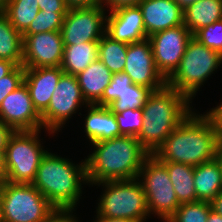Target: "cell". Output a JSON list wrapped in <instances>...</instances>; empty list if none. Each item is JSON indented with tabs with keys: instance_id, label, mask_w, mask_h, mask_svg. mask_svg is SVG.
<instances>
[{
	"instance_id": "cell-19",
	"label": "cell",
	"mask_w": 222,
	"mask_h": 222,
	"mask_svg": "<svg viewBox=\"0 0 222 222\" xmlns=\"http://www.w3.org/2000/svg\"><path fill=\"white\" fill-rule=\"evenodd\" d=\"M84 131L90 143L123 136L114 113L106 106L88 105Z\"/></svg>"
},
{
	"instance_id": "cell-49",
	"label": "cell",
	"mask_w": 222,
	"mask_h": 222,
	"mask_svg": "<svg viewBox=\"0 0 222 222\" xmlns=\"http://www.w3.org/2000/svg\"><path fill=\"white\" fill-rule=\"evenodd\" d=\"M0 222H2L1 193H0Z\"/></svg>"
},
{
	"instance_id": "cell-4",
	"label": "cell",
	"mask_w": 222,
	"mask_h": 222,
	"mask_svg": "<svg viewBox=\"0 0 222 222\" xmlns=\"http://www.w3.org/2000/svg\"><path fill=\"white\" fill-rule=\"evenodd\" d=\"M82 183H88L86 161L75 165L67 158L47 152L32 185L57 210H73L82 194Z\"/></svg>"
},
{
	"instance_id": "cell-2",
	"label": "cell",
	"mask_w": 222,
	"mask_h": 222,
	"mask_svg": "<svg viewBox=\"0 0 222 222\" xmlns=\"http://www.w3.org/2000/svg\"><path fill=\"white\" fill-rule=\"evenodd\" d=\"M92 145L96 150L85 158L90 185L138 178L144 160L150 155L134 136H120Z\"/></svg>"
},
{
	"instance_id": "cell-24",
	"label": "cell",
	"mask_w": 222,
	"mask_h": 222,
	"mask_svg": "<svg viewBox=\"0 0 222 222\" xmlns=\"http://www.w3.org/2000/svg\"><path fill=\"white\" fill-rule=\"evenodd\" d=\"M168 170L179 204L196 202L194 167L177 162H162Z\"/></svg>"
},
{
	"instance_id": "cell-18",
	"label": "cell",
	"mask_w": 222,
	"mask_h": 222,
	"mask_svg": "<svg viewBox=\"0 0 222 222\" xmlns=\"http://www.w3.org/2000/svg\"><path fill=\"white\" fill-rule=\"evenodd\" d=\"M63 73L60 67L25 68L23 82L40 115L48 108Z\"/></svg>"
},
{
	"instance_id": "cell-27",
	"label": "cell",
	"mask_w": 222,
	"mask_h": 222,
	"mask_svg": "<svg viewBox=\"0 0 222 222\" xmlns=\"http://www.w3.org/2000/svg\"><path fill=\"white\" fill-rule=\"evenodd\" d=\"M39 11L37 0H7L6 15L21 34L28 29Z\"/></svg>"
},
{
	"instance_id": "cell-47",
	"label": "cell",
	"mask_w": 222,
	"mask_h": 222,
	"mask_svg": "<svg viewBox=\"0 0 222 222\" xmlns=\"http://www.w3.org/2000/svg\"><path fill=\"white\" fill-rule=\"evenodd\" d=\"M7 0H0V15L6 14Z\"/></svg>"
},
{
	"instance_id": "cell-8",
	"label": "cell",
	"mask_w": 222,
	"mask_h": 222,
	"mask_svg": "<svg viewBox=\"0 0 222 222\" xmlns=\"http://www.w3.org/2000/svg\"><path fill=\"white\" fill-rule=\"evenodd\" d=\"M2 222H43L57 209L32 184H0Z\"/></svg>"
},
{
	"instance_id": "cell-12",
	"label": "cell",
	"mask_w": 222,
	"mask_h": 222,
	"mask_svg": "<svg viewBox=\"0 0 222 222\" xmlns=\"http://www.w3.org/2000/svg\"><path fill=\"white\" fill-rule=\"evenodd\" d=\"M192 37L190 30L184 24L156 32L148 37L156 68L166 80L179 67Z\"/></svg>"
},
{
	"instance_id": "cell-37",
	"label": "cell",
	"mask_w": 222,
	"mask_h": 222,
	"mask_svg": "<svg viewBox=\"0 0 222 222\" xmlns=\"http://www.w3.org/2000/svg\"><path fill=\"white\" fill-rule=\"evenodd\" d=\"M75 210H56L43 222H78L72 215Z\"/></svg>"
},
{
	"instance_id": "cell-48",
	"label": "cell",
	"mask_w": 222,
	"mask_h": 222,
	"mask_svg": "<svg viewBox=\"0 0 222 222\" xmlns=\"http://www.w3.org/2000/svg\"><path fill=\"white\" fill-rule=\"evenodd\" d=\"M217 159L219 160L221 173H222V149L219 151V153L217 155Z\"/></svg>"
},
{
	"instance_id": "cell-31",
	"label": "cell",
	"mask_w": 222,
	"mask_h": 222,
	"mask_svg": "<svg viewBox=\"0 0 222 222\" xmlns=\"http://www.w3.org/2000/svg\"><path fill=\"white\" fill-rule=\"evenodd\" d=\"M120 133L123 136L138 137L143 126V110L127 109L120 113H114Z\"/></svg>"
},
{
	"instance_id": "cell-9",
	"label": "cell",
	"mask_w": 222,
	"mask_h": 222,
	"mask_svg": "<svg viewBox=\"0 0 222 222\" xmlns=\"http://www.w3.org/2000/svg\"><path fill=\"white\" fill-rule=\"evenodd\" d=\"M138 179L144 189L149 215L155 213L166 222L180 205L167 167L150 154L144 160Z\"/></svg>"
},
{
	"instance_id": "cell-44",
	"label": "cell",
	"mask_w": 222,
	"mask_h": 222,
	"mask_svg": "<svg viewBox=\"0 0 222 222\" xmlns=\"http://www.w3.org/2000/svg\"><path fill=\"white\" fill-rule=\"evenodd\" d=\"M97 220H95L94 222H134L132 220L129 219H125V218H107V217H103L100 215H96Z\"/></svg>"
},
{
	"instance_id": "cell-7",
	"label": "cell",
	"mask_w": 222,
	"mask_h": 222,
	"mask_svg": "<svg viewBox=\"0 0 222 222\" xmlns=\"http://www.w3.org/2000/svg\"><path fill=\"white\" fill-rule=\"evenodd\" d=\"M41 130L13 131L6 143L5 181L32 184L41 159L48 152L40 143Z\"/></svg>"
},
{
	"instance_id": "cell-25",
	"label": "cell",
	"mask_w": 222,
	"mask_h": 222,
	"mask_svg": "<svg viewBox=\"0 0 222 222\" xmlns=\"http://www.w3.org/2000/svg\"><path fill=\"white\" fill-rule=\"evenodd\" d=\"M0 60L16 66L23 62V37L10 23L6 14L0 15Z\"/></svg>"
},
{
	"instance_id": "cell-40",
	"label": "cell",
	"mask_w": 222,
	"mask_h": 222,
	"mask_svg": "<svg viewBox=\"0 0 222 222\" xmlns=\"http://www.w3.org/2000/svg\"><path fill=\"white\" fill-rule=\"evenodd\" d=\"M13 130L0 121V151H5L7 140Z\"/></svg>"
},
{
	"instance_id": "cell-3",
	"label": "cell",
	"mask_w": 222,
	"mask_h": 222,
	"mask_svg": "<svg viewBox=\"0 0 222 222\" xmlns=\"http://www.w3.org/2000/svg\"><path fill=\"white\" fill-rule=\"evenodd\" d=\"M190 103L186 96L167 84L150 94L142 108L143 126L137 137L150 154H153L190 114Z\"/></svg>"
},
{
	"instance_id": "cell-26",
	"label": "cell",
	"mask_w": 222,
	"mask_h": 222,
	"mask_svg": "<svg viewBox=\"0 0 222 222\" xmlns=\"http://www.w3.org/2000/svg\"><path fill=\"white\" fill-rule=\"evenodd\" d=\"M127 47V43L115 41L105 33L98 43V59L112 74L121 73L126 64Z\"/></svg>"
},
{
	"instance_id": "cell-34",
	"label": "cell",
	"mask_w": 222,
	"mask_h": 222,
	"mask_svg": "<svg viewBox=\"0 0 222 222\" xmlns=\"http://www.w3.org/2000/svg\"><path fill=\"white\" fill-rule=\"evenodd\" d=\"M25 68L16 66L9 74L0 79V106L6 96L17 89L24 79Z\"/></svg>"
},
{
	"instance_id": "cell-1",
	"label": "cell",
	"mask_w": 222,
	"mask_h": 222,
	"mask_svg": "<svg viewBox=\"0 0 222 222\" xmlns=\"http://www.w3.org/2000/svg\"><path fill=\"white\" fill-rule=\"evenodd\" d=\"M221 149L209 117L191 111L153 155L161 162H177L196 167L215 160Z\"/></svg>"
},
{
	"instance_id": "cell-33",
	"label": "cell",
	"mask_w": 222,
	"mask_h": 222,
	"mask_svg": "<svg viewBox=\"0 0 222 222\" xmlns=\"http://www.w3.org/2000/svg\"><path fill=\"white\" fill-rule=\"evenodd\" d=\"M193 37L211 50L222 54V19L201 28Z\"/></svg>"
},
{
	"instance_id": "cell-5",
	"label": "cell",
	"mask_w": 222,
	"mask_h": 222,
	"mask_svg": "<svg viewBox=\"0 0 222 222\" xmlns=\"http://www.w3.org/2000/svg\"><path fill=\"white\" fill-rule=\"evenodd\" d=\"M221 64V53L211 50L192 37L187 44L179 67L167 79V85L191 101L201 85Z\"/></svg>"
},
{
	"instance_id": "cell-17",
	"label": "cell",
	"mask_w": 222,
	"mask_h": 222,
	"mask_svg": "<svg viewBox=\"0 0 222 222\" xmlns=\"http://www.w3.org/2000/svg\"><path fill=\"white\" fill-rule=\"evenodd\" d=\"M137 5L142 11L148 37L184 24L183 10L174 0H141Z\"/></svg>"
},
{
	"instance_id": "cell-10",
	"label": "cell",
	"mask_w": 222,
	"mask_h": 222,
	"mask_svg": "<svg viewBox=\"0 0 222 222\" xmlns=\"http://www.w3.org/2000/svg\"><path fill=\"white\" fill-rule=\"evenodd\" d=\"M86 104L77 77L63 73L52 95L48 108L41 114L43 129L56 133L79 107Z\"/></svg>"
},
{
	"instance_id": "cell-11",
	"label": "cell",
	"mask_w": 222,
	"mask_h": 222,
	"mask_svg": "<svg viewBox=\"0 0 222 222\" xmlns=\"http://www.w3.org/2000/svg\"><path fill=\"white\" fill-rule=\"evenodd\" d=\"M106 18L101 4L89 8L68 9L61 28L64 46L100 41L106 33Z\"/></svg>"
},
{
	"instance_id": "cell-35",
	"label": "cell",
	"mask_w": 222,
	"mask_h": 222,
	"mask_svg": "<svg viewBox=\"0 0 222 222\" xmlns=\"http://www.w3.org/2000/svg\"><path fill=\"white\" fill-rule=\"evenodd\" d=\"M206 115L211 120L222 146V103L219 106L217 105L214 109L212 108Z\"/></svg>"
},
{
	"instance_id": "cell-20",
	"label": "cell",
	"mask_w": 222,
	"mask_h": 222,
	"mask_svg": "<svg viewBox=\"0 0 222 222\" xmlns=\"http://www.w3.org/2000/svg\"><path fill=\"white\" fill-rule=\"evenodd\" d=\"M112 75L103 62L97 59L76 76L82 96L88 105H95L101 100L104 89L110 84Z\"/></svg>"
},
{
	"instance_id": "cell-23",
	"label": "cell",
	"mask_w": 222,
	"mask_h": 222,
	"mask_svg": "<svg viewBox=\"0 0 222 222\" xmlns=\"http://www.w3.org/2000/svg\"><path fill=\"white\" fill-rule=\"evenodd\" d=\"M99 41L64 46L60 68L64 73L77 76L98 59Z\"/></svg>"
},
{
	"instance_id": "cell-46",
	"label": "cell",
	"mask_w": 222,
	"mask_h": 222,
	"mask_svg": "<svg viewBox=\"0 0 222 222\" xmlns=\"http://www.w3.org/2000/svg\"><path fill=\"white\" fill-rule=\"evenodd\" d=\"M184 11L186 8L197 2L198 0H174Z\"/></svg>"
},
{
	"instance_id": "cell-30",
	"label": "cell",
	"mask_w": 222,
	"mask_h": 222,
	"mask_svg": "<svg viewBox=\"0 0 222 222\" xmlns=\"http://www.w3.org/2000/svg\"><path fill=\"white\" fill-rule=\"evenodd\" d=\"M66 14L67 12H44L40 10L23 34L61 31Z\"/></svg>"
},
{
	"instance_id": "cell-22",
	"label": "cell",
	"mask_w": 222,
	"mask_h": 222,
	"mask_svg": "<svg viewBox=\"0 0 222 222\" xmlns=\"http://www.w3.org/2000/svg\"><path fill=\"white\" fill-rule=\"evenodd\" d=\"M222 19V0H198L183 11V23L194 35Z\"/></svg>"
},
{
	"instance_id": "cell-42",
	"label": "cell",
	"mask_w": 222,
	"mask_h": 222,
	"mask_svg": "<svg viewBox=\"0 0 222 222\" xmlns=\"http://www.w3.org/2000/svg\"><path fill=\"white\" fill-rule=\"evenodd\" d=\"M212 209L222 215V192H220L211 202Z\"/></svg>"
},
{
	"instance_id": "cell-28",
	"label": "cell",
	"mask_w": 222,
	"mask_h": 222,
	"mask_svg": "<svg viewBox=\"0 0 222 222\" xmlns=\"http://www.w3.org/2000/svg\"><path fill=\"white\" fill-rule=\"evenodd\" d=\"M152 92L153 90L150 88L132 83L127 89L121 92L120 97L108 107L113 113H120L127 109H142Z\"/></svg>"
},
{
	"instance_id": "cell-43",
	"label": "cell",
	"mask_w": 222,
	"mask_h": 222,
	"mask_svg": "<svg viewBox=\"0 0 222 222\" xmlns=\"http://www.w3.org/2000/svg\"><path fill=\"white\" fill-rule=\"evenodd\" d=\"M5 177H6L5 151H0V184L5 181Z\"/></svg>"
},
{
	"instance_id": "cell-16",
	"label": "cell",
	"mask_w": 222,
	"mask_h": 222,
	"mask_svg": "<svg viewBox=\"0 0 222 222\" xmlns=\"http://www.w3.org/2000/svg\"><path fill=\"white\" fill-rule=\"evenodd\" d=\"M106 18V34L115 41L131 44L148 38L142 11L138 5L109 10Z\"/></svg>"
},
{
	"instance_id": "cell-6",
	"label": "cell",
	"mask_w": 222,
	"mask_h": 222,
	"mask_svg": "<svg viewBox=\"0 0 222 222\" xmlns=\"http://www.w3.org/2000/svg\"><path fill=\"white\" fill-rule=\"evenodd\" d=\"M105 187L100 196L97 215L107 218H125L144 222L149 210L143 186L138 178L97 183Z\"/></svg>"
},
{
	"instance_id": "cell-29",
	"label": "cell",
	"mask_w": 222,
	"mask_h": 222,
	"mask_svg": "<svg viewBox=\"0 0 222 222\" xmlns=\"http://www.w3.org/2000/svg\"><path fill=\"white\" fill-rule=\"evenodd\" d=\"M211 209V203L205 201L180 204L166 222H207Z\"/></svg>"
},
{
	"instance_id": "cell-21",
	"label": "cell",
	"mask_w": 222,
	"mask_h": 222,
	"mask_svg": "<svg viewBox=\"0 0 222 222\" xmlns=\"http://www.w3.org/2000/svg\"><path fill=\"white\" fill-rule=\"evenodd\" d=\"M194 188L198 201L211 202L222 192V173L217 158L194 167Z\"/></svg>"
},
{
	"instance_id": "cell-15",
	"label": "cell",
	"mask_w": 222,
	"mask_h": 222,
	"mask_svg": "<svg viewBox=\"0 0 222 222\" xmlns=\"http://www.w3.org/2000/svg\"><path fill=\"white\" fill-rule=\"evenodd\" d=\"M0 121L13 131L43 129L41 115L34 108L24 82L2 101Z\"/></svg>"
},
{
	"instance_id": "cell-45",
	"label": "cell",
	"mask_w": 222,
	"mask_h": 222,
	"mask_svg": "<svg viewBox=\"0 0 222 222\" xmlns=\"http://www.w3.org/2000/svg\"><path fill=\"white\" fill-rule=\"evenodd\" d=\"M207 222H222V215H219L213 209L210 210Z\"/></svg>"
},
{
	"instance_id": "cell-38",
	"label": "cell",
	"mask_w": 222,
	"mask_h": 222,
	"mask_svg": "<svg viewBox=\"0 0 222 222\" xmlns=\"http://www.w3.org/2000/svg\"><path fill=\"white\" fill-rule=\"evenodd\" d=\"M68 9L89 8L100 5V0H64Z\"/></svg>"
},
{
	"instance_id": "cell-39",
	"label": "cell",
	"mask_w": 222,
	"mask_h": 222,
	"mask_svg": "<svg viewBox=\"0 0 222 222\" xmlns=\"http://www.w3.org/2000/svg\"><path fill=\"white\" fill-rule=\"evenodd\" d=\"M140 1L141 0H100V4L103 7L109 6L108 9L110 8V10H114L116 8L123 7V6L137 5ZM104 5H106V6H104Z\"/></svg>"
},
{
	"instance_id": "cell-14",
	"label": "cell",
	"mask_w": 222,
	"mask_h": 222,
	"mask_svg": "<svg viewBox=\"0 0 222 222\" xmlns=\"http://www.w3.org/2000/svg\"><path fill=\"white\" fill-rule=\"evenodd\" d=\"M123 72L131 78L133 84L150 88L153 91L159 90L167 84V80L156 68L148 38L128 44Z\"/></svg>"
},
{
	"instance_id": "cell-32",
	"label": "cell",
	"mask_w": 222,
	"mask_h": 222,
	"mask_svg": "<svg viewBox=\"0 0 222 222\" xmlns=\"http://www.w3.org/2000/svg\"><path fill=\"white\" fill-rule=\"evenodd\" d=\"M131 84V78L125 72L113 74L110 84L104 89L101 100L96 105L108 107Z\"/></svg>"
},
{
	"instance_id": "cell-13",
	"label": "cell",
	"mask_w": 222,
	"mask_h": 222,
	"mask_svg": "<svg viewBox=\"0 0 222 222\" xmlns=\"http://www.w3.org/2000/svg\"><path fill=\"white\" fill-rule=\"evenodd\" d=\"M24 68L60 67L64 44L61 31L22 34Z\"/></svg>"
},
{
	"instance_id": "cell-36",
	"label": "cell",
	"mask_w": 222,
	"mask_h": 222,
	"mask_svg": "<svg viewBox=\"0 0 222 222\" xmlns=\"http://www.w3.org/2000/svg\"><path fill=\"white\" fill-rule=\"evenodd\" d=\"M38 6L44 12H67L64 0H37Z\"/></svg>"
},
{
	"instance_id": "cell-41",
	"label": "cell",
	"mask_w": 222,
	"mask_h": 222,
	"mask_svg": "<svg viewBox=\"0 0 222 222\" xmlns=\"http://www.w3.org/2000/svg\"><path fill=\"white\" fill-rule=\"evenodd\" d=\"M16 65L8 60H0V79L9 74Z\"/></svg>"
}]
</instances>
